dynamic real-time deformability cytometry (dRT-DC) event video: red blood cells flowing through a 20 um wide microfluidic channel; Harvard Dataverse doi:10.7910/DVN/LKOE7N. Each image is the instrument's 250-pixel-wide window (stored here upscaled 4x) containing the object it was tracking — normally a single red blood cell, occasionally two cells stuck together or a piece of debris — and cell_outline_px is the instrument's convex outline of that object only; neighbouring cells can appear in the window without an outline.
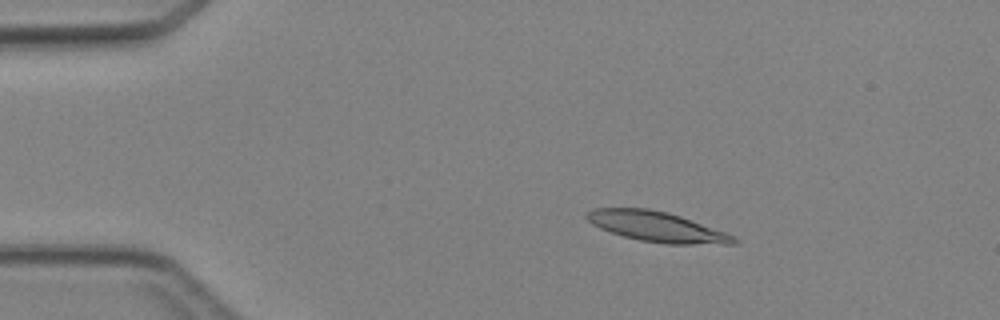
{"species": "Egyptian fruit bat (a non-hibernating species)", "species_latin": "Rousettus aegyptiacus", "temperature_condition": "cold", "stored_images_in_passage": 4, "camera_frame_rate_fps": 3000, "um_per_image_px": 0.085, "animal": {"sex": "female"}, "frame": {"image": 1, "passage_image": 2, "time_ms": 2.0, "image_size_px": [1000, 320], "cell_outline_px": [[740, 240], [736, 244], [664, 244], [640, 240], [624, 236], [600, 228], [592, 224], [584, 216], [588, 212], [596, 208], [648, 208], [668, 212], [680, 216], [724, 232]], "centroid_in_image_um": [55.82, 19.27], "position_along_channel_um": 29.2, "area_um2": 25.55}}
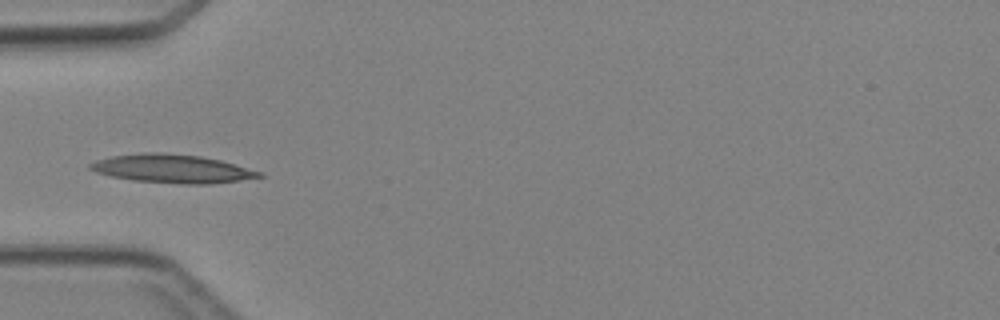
{"frame": {"image": 2, "passage_image": 4, "time_ms": 4.333, "image_size_px": [1000, 320], "cell_outline_px": [[264, 176], [240, 180], [212, 184], [180, 184], [132, 180], [112, 176], [96, 172], [88, 168], [88, 164], [96, 160], [112, 156], [144, 152], [164, 152], [200, 156], [220, 160], [264, 172]], "centroid_in_image_um": [14.65, 14.34], "position_along_channel_um": 70.4, "area_um2": 28.15}}